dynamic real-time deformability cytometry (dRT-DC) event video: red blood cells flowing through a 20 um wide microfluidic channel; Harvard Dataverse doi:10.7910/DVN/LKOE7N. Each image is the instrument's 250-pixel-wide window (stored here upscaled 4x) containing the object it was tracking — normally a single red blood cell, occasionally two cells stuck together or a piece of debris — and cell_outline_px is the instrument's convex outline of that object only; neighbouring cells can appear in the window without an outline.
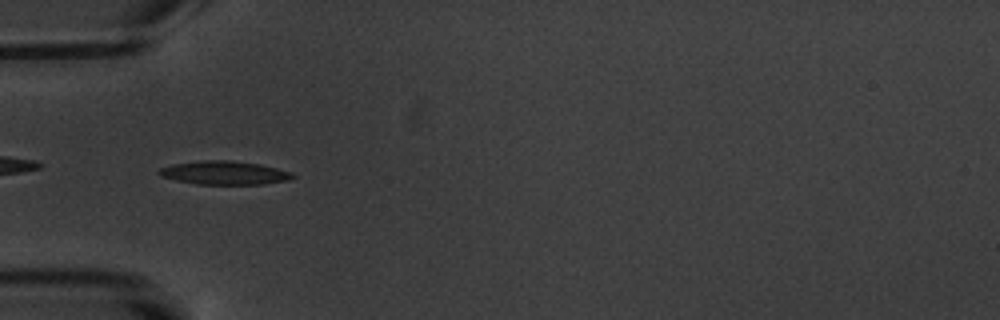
{"species": "common noctule bat (a hibernating species)", "species_latin": "Nyctalus noctula", "temperature_condition": "warm", "stored_images_in_passage": 6, "camera_frame_rate_fps": 3000, "um_per_image_px": 0.085, "animal": {"sex": "male", "body_mass_g": 20.1, "forearm_length_mm": 53.5}, "frame": {"image": 1, "passage_image": 6, "time_ms": 6.333, "image_size_px": [1000, 320], "cell_outline_px": [[296, 176], [288, 180], [264, 184], [196, 184], [176, 180], [160, 176], [156, 172], [160, 168], [172, 164], [204, 160], [232, 160], [260, 164], [292, 172]], "centroid_in_image_um": [19.06, 14.68], "position_along_channel_um": 65.9, "area_um2": 18.38}}